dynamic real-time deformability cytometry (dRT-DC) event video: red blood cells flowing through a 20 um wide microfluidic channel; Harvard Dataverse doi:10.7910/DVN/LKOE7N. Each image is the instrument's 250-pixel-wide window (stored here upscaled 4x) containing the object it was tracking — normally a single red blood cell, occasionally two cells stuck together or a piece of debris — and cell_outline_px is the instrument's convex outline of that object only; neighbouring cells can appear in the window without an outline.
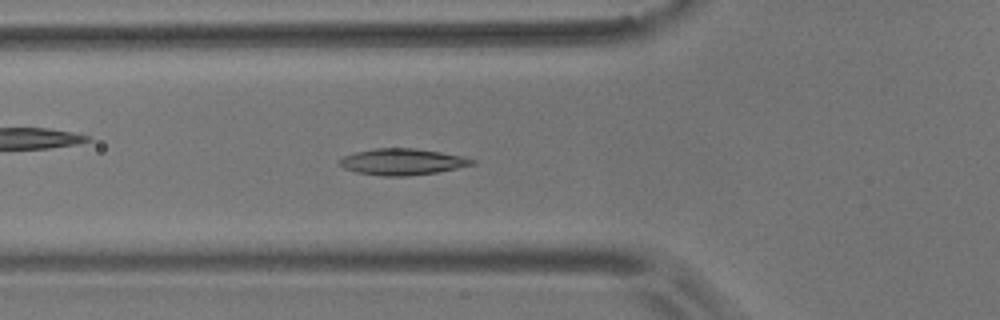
{"species": "common noctule bat (a hibernating species)", "species_latin": "Nyctalus noctula", "temperature_condition": "room temperature", "stored_images_in_passage": 53, "camera_frame_rate_fps": 3000, "um_per_image_px": 0.085, "animal": {"sex": "male", "body_mass_g": 17.9}, "frame": {"image": 1, "passage_image": 18, "time_ms": 5.667, "image_size_px": [1000, 320], "cell_outline_px": [[476, 164], [436, 172], [408, 176], [380, 176], [356, 172], [344, 168], [336, 164], [336, 160], [344, 156], [356, 152], [376, 148], [412, 148], [440, 152], [464, 156], [476, 160]], "centroid_in_image_um": [34.16, 13.75], "position_along_channel_um": 91.6, "area_um2": 20.46}}
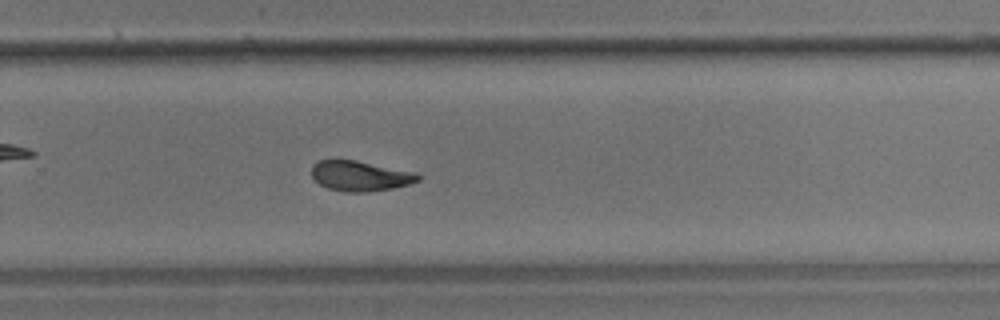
{"frame": {"image": 2, "passage_image": 35, "time_ms": 11.333, "image_size_px": [1000, 320], "cell_outline_px": [[420, 180], [408, 184], [392, 188], [368, 192], [344, 192], [328, 188], [320, 184], [312, 176], [312, 164], [320, 160], [356, 160], [416, 172], [420, 176]], "centroid_in_image_um": [30.62, 14.95], "position_along_channel_um": 299.2, "area_um2": 18.67}}
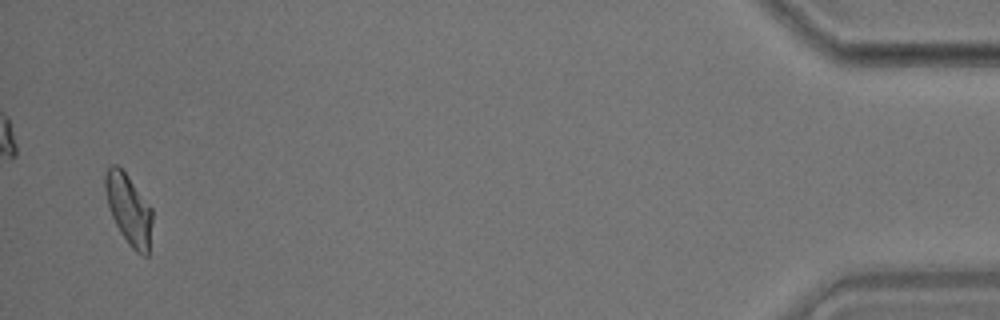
{"frame": {"image": 3, "passage_image": 52, "time_ms": 17.0, "image_size_px": [1000, 320], "cell_outline_px": [[152, 220], [148, 256], [144, 256], [136, 252], [128, 244], [120, 232], [112, 216], [108, 204], [104, 188], [104, 176], [108, 168], [112, 164], [116, 164], [128, 176], [152, 208]], "centroid_in_image_um": [10.94, 17.8], "position_along_channel_um": 424.3, "area_um2": 19.19}, "authors_computed_cell_mechanics": {"area_um2": 19.5942, "velocity_mm_per_s": 3.663, "shape_relaxation_time_tau1_ms": 5.0838, "shape_relaxation_time_tau2_ms": 3.3201, "deformation_change_tau1": 0.1684, "deformation_change_tau2": 0.0813}}